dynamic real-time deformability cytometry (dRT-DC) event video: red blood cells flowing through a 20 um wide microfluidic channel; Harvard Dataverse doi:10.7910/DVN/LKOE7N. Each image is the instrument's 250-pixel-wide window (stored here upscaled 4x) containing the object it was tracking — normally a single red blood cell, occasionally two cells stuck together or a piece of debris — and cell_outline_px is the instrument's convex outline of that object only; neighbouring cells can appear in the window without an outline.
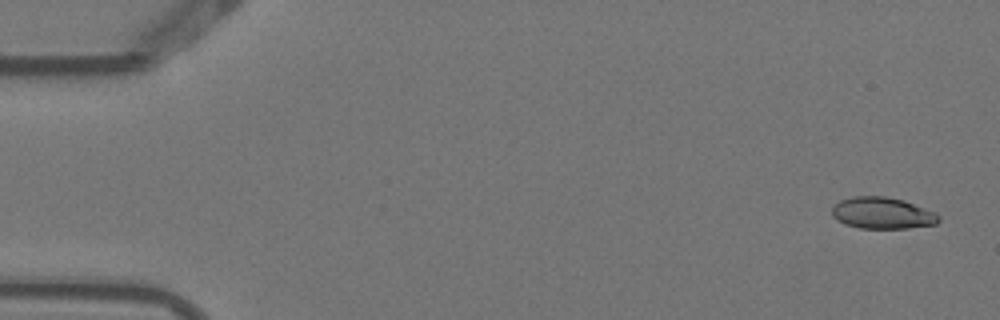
{"species": "Egyptian fruit bat (a non-hibernating species)", "species_latin": "Rousettus aegyptiacus", "temperature_condition": "warm", "stored_images_in_passage": 4, "camera_frame_rate_fps": 3000, "um_per_image_px": 0.085, "animal": {"sex": "female"}, "frame": {"image": 1, "passage_image": 1, "time_ms": 0.0, "image_size_px": [1000, 320], "cell_outline_px": [[940, 220], [936, 224], [908, 228], [860, 228], [844, 224], [836, 220], [832, 216], [832, 208], [840, 200], [852, 196], [884, 196], [904, 200], [936, 212], [940, 216]], "centroid_in_image_um": [75.0, 18.11], "position_along_channel_um": 10.0, "area_um2": 19.77}}
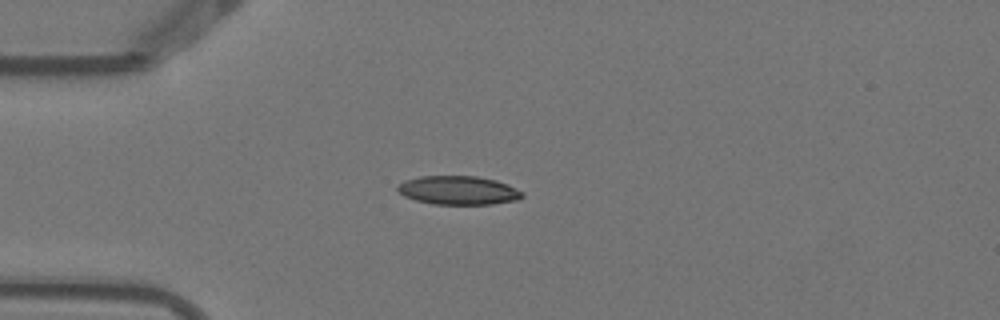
{"frame": {"image": 2, "passage_image": 4, "time_ms": 1.0, "image_size_px": [1000, 320], "cell_outline_px": [[524, 196], [520, 200], [492, 204], [432, 204], [416, 200], [404, 196], [396, 188], [404, 180], [420, 176], [476, 176], [496, 180], [508, 184], [524, 192]], "centroid_in_image_um": [39.0, 16.18], "position_along_channel_um": 46.0, "area_um2": 20.98}}